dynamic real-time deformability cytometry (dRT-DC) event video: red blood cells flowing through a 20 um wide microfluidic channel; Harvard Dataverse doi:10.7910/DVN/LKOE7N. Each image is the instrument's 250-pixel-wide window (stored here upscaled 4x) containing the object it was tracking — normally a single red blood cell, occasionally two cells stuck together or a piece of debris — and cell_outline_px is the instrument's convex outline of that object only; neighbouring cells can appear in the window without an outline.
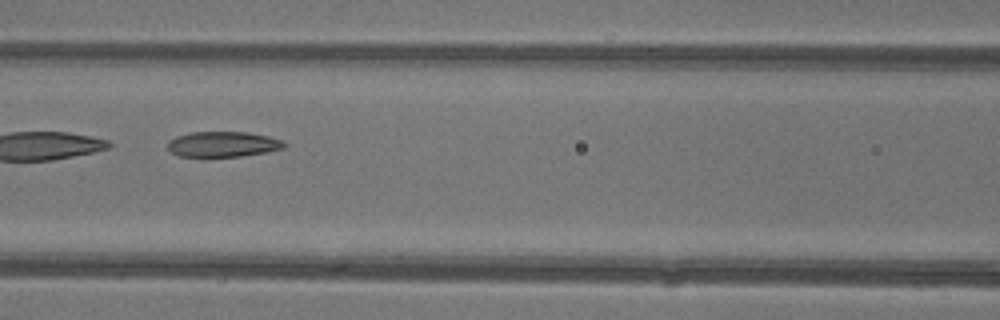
{"species": "common noctule bat (a hibernating species)", "species_latin": "Nyctalus noctula", "temperature_condition": "warm", "stored_images_in_passage": 16, "camera_frame_rate_fps": 3000, "um_per_image_px": 0.085, "animal": {"sex": "female"}, "frame": {"image": 1, "passage_image": 7, "time_ms": 2.0, "image_size_px": [1000, 320], "cell_outline_px": [[288, 144], [284, 148], [264, 152], [240, 156], [204, 160], [180, 156], [172, 152], [168, 148], [168, 140], [176, 136], [192, 132], [248, 132], [268, 136], [284, 140]], "centroid_in_image_um": [18.92, 12.3], "position_along_channel_um": 147.7, "area_um2": 18.03}}
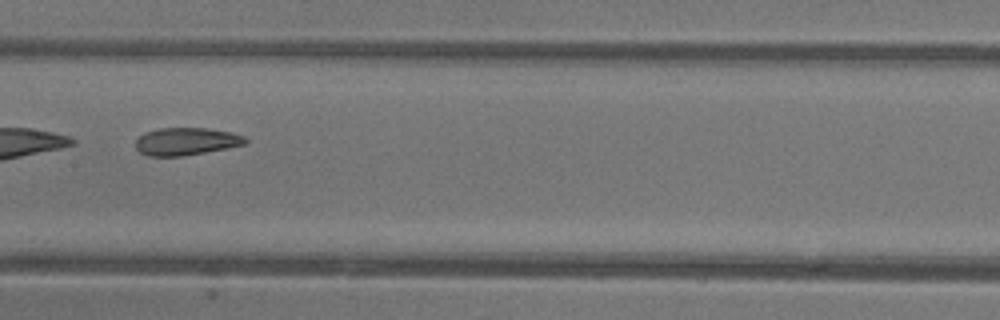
{"frame": {"image": 2, "passage_image": 10, "time_ms": 3.0, "image_size_px": [1000, 320], "cell_outline_px": [[248, 140], [244, 144], [228, 148], [180, 156], [148, 156], [140, 152], [136, 148], [136, 140], [144, 132], [160, 128], [208, 128], [232, 132], [244, 136]], "centroid_in_image_um": [15.82, 12.01], "position_along_channel_um": 191.6, "area_um2": 17.57}}